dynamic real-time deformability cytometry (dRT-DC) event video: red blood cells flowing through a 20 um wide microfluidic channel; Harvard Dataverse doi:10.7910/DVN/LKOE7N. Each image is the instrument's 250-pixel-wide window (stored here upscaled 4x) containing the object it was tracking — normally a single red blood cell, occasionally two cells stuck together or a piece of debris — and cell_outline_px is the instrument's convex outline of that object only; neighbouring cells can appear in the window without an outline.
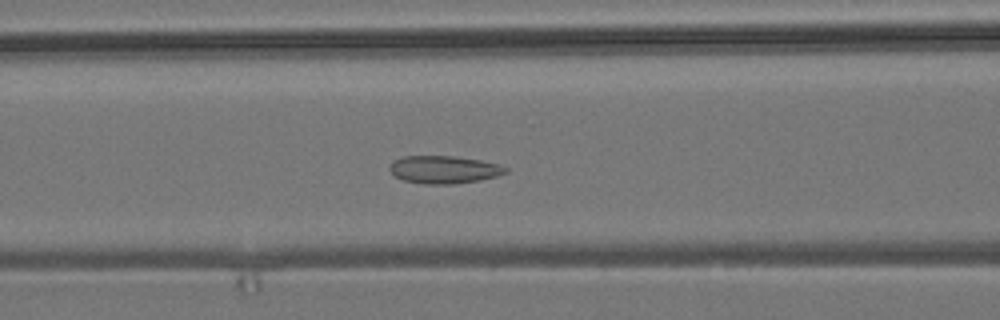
{"species": "common noctule bat (a hibernating species)", "species_latin": "Nyctalus noctula", "temperature_condition": "room temperature", "stored_images_in_passage": 56, "camera_frame_rate_fps": 3000, "um_per_image_px": 0.085, "animal": {"sex": "male", "body_mass_g": 19.2, "forearm_length_mm": 51.8}, "frame": {"image": 1, "passage_image": 23, "time_ms": 7.333, "image_size_px": [1000, 320], "cell_outline_px": [[508, 172], [496, 176], [480, 180], [452, 184], [424, 184], [404, 180], [396, 176], [388, 168], [396, 160], [404, 156], [456, 156], [480, 160], [500, 164], [508, 168]], "centroid_in_image_um": [37.79, 14.41], "position_along_channel_um": 128.8, "area_um2": 18.61}}
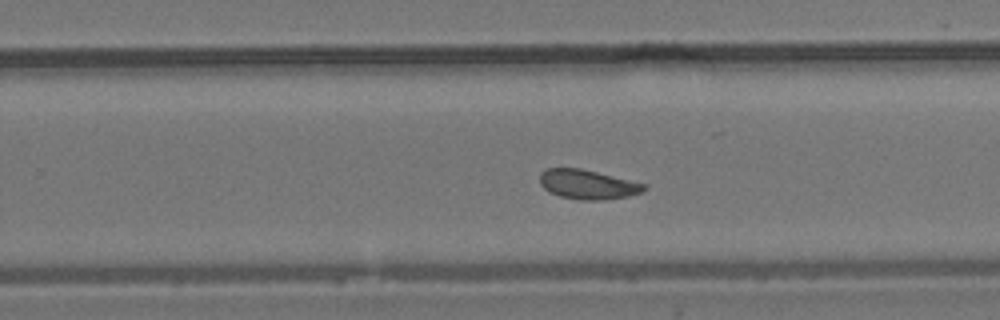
{"frame": {"image": 2, "passage_image": 35, "time_ms": 11.333, "image_size_px": [1000, 320], "cell_outline_px": [[648, 188], [640, 192], [628, 196], [604, 200], [576, 200], [560, 196], [548, 192], [540, 184], [540, 172], [548, 168], [580, 168], [648, 184]], "centroid_in_image_um": [49.95, 15.68], "position_along_channel_um": 279.8, "area_um2": 18.03}}
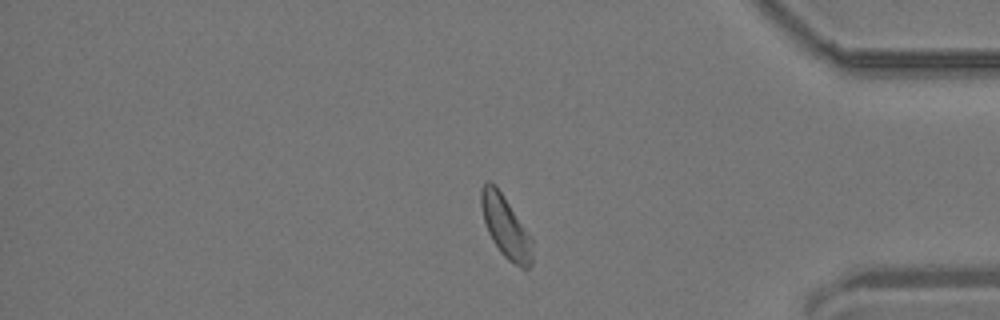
{"frame": {"image": 3, "passage_image": 46, "time_ms": 15.0, "image_size_px": [1000, 320], "cell_outline_px": [[532, 264], [528, 268], [520, 268], [508, 260], [500, 252], [492, 240], [488, 232], [484, 220], [480, 204], [480, 188], [488, 180], [496, 184], [532, 236]], "centroid_in_image_um": [42.98, 19.26], "position_along_channel_um": 392.2, "area_um2": 18.79}}